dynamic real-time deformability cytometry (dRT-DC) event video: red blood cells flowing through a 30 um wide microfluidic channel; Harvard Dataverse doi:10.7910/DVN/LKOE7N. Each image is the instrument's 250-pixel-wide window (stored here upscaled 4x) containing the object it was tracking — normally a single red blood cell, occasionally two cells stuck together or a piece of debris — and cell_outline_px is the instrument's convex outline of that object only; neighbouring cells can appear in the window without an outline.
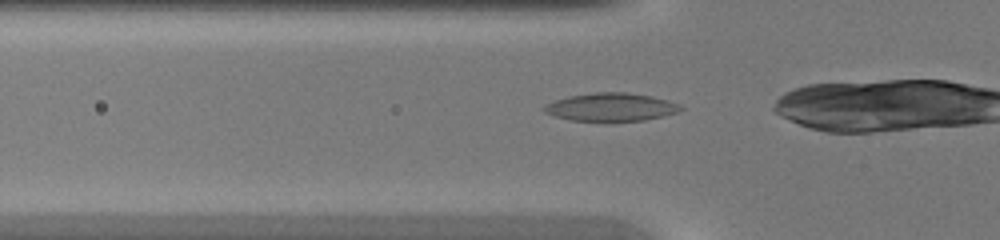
{"species": "common noctule bat (a hibernating species)", "species_latin": "Nyctalus noctula", "temperature_condition": "warm", "stored_images_in_passage": 25, "camera_frame_rate_fps": 3000, "um_per_image_px": 0.085, "animal": {"sex": "female", "body_mass_g": 20.0, "forearm_length_mm": 54.0}, "frame": {"image": 1, "passage_image": 4, "time_ms": 1.0, "image_size_px": [1000, 240], "cell_outline_px": [[684, 108], [676, 112], [644, 120], [604, 124], [572, 120], [556, 116], [544, 112], [540, 108], [544, 104], [568, 96], [596, 92], [628, 92], [652, 96], [668, 100], [680, 104]], "centroid_in_image_um": [51.89, 9.13], "position_along_channel_um": 73.9, "area_um2": 23.12}}
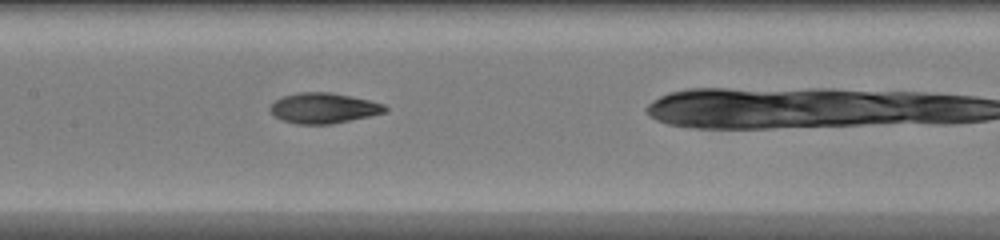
{"frame": {"image": 2, "passage_image": 11, "time_ms": 3.333, "image_size_px": [1000, 240], "cell_outline_px": [[388, 108], [384, 112], [368, 116], [332, 124], [296, 124], [280, 120], [268, 108], [276, 100], [284, 96], [300, 92], [332, 92], [368, 100], [384, 104]], "centroid_in_image_um": [27.48, 9.19], "position_along_channel_um": 179.9, "area_um2": 20.17}}
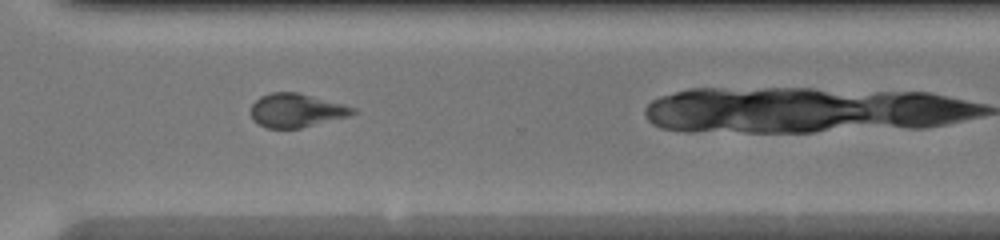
{"frame": {"image": 3, "passage_image": 22, "time_ms": 7.0, "image_size_px": [1000, 240], "cell_outline_px": [[356, 112], [348, 116], [300, 128], [268, 128], [252, 120], [252, 104], [260, 96], [272, 92], [300, 92], [344, 104], [356, 108]], "centroid_in_image_um": [25.2, 9.37], "position_along_channel_um": 345.4, "area_um2": 19.94}}